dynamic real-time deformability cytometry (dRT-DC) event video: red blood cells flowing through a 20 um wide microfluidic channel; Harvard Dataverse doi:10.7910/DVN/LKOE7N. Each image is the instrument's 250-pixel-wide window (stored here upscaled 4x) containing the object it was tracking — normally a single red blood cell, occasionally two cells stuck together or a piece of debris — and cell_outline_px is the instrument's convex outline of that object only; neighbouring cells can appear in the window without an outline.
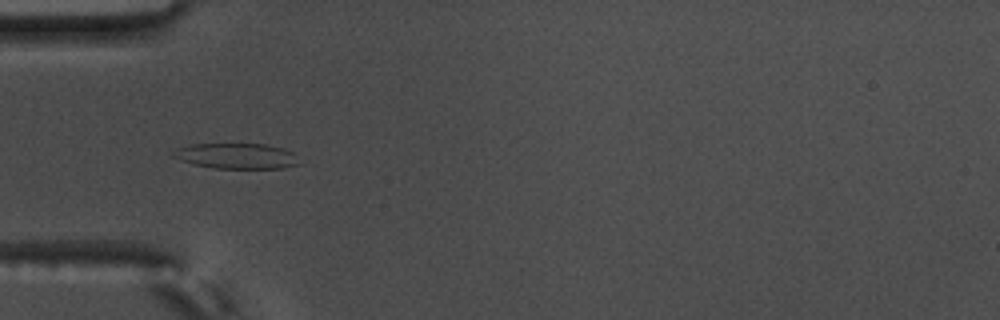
{"species": "common noctule bat (a hibernating species)", "species_latin": "Nyctalus noctula", "temperature_condition": "warm", "stored_images_in_passage": 43, "camera_frame_rate_fps": 3000, "um_per_image_px": 0.085, "animal": {"sex": "male", "body_mass_g": 17.5, "forearm_length_mm": 52.3}, "frame": {"image": 1, "passage_image": 6, "time_ms": 1.667, "image_size_px": [1000, 320], "cell_outline_px": [[304, 164], [284, 168], [212, 168], [180, 160], [172, 156], [172, 152], [180, 148], [192, 144], [264, 144], [284, 148], [296, 152]], "centroid_in_image_um": [20.25, 13.26], "position_along_channel_um": 64.8, "area_um2": 18.96}}
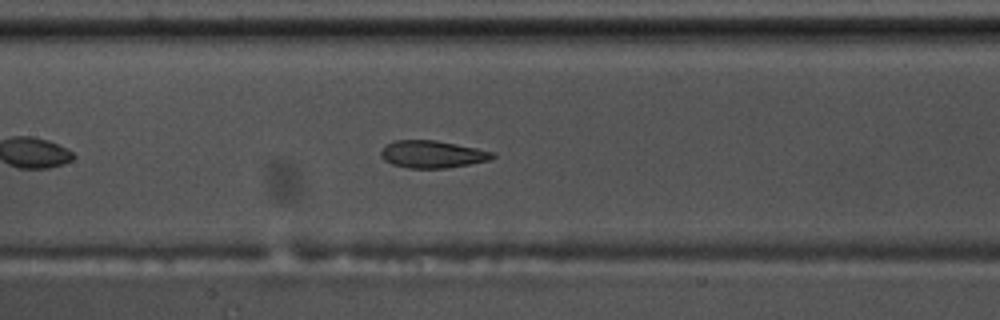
{"frame": {"image": 2, "passage_image": 15, "time_ms": 4.667, "image_size_px": [1000, 320], "cell_outline_px": [[496, 156], [488, 160], [468, 164], [444, 168], [408, 168], [392, 164], [384, 160], [380, 156], [380, 152], [384, 144], [396, 140], [436, 140], [496, 152]], "centroid_in_image_um": [36.71, 13.1], "position_along_channel_um": 170.7, "area_um2": 17.8}}
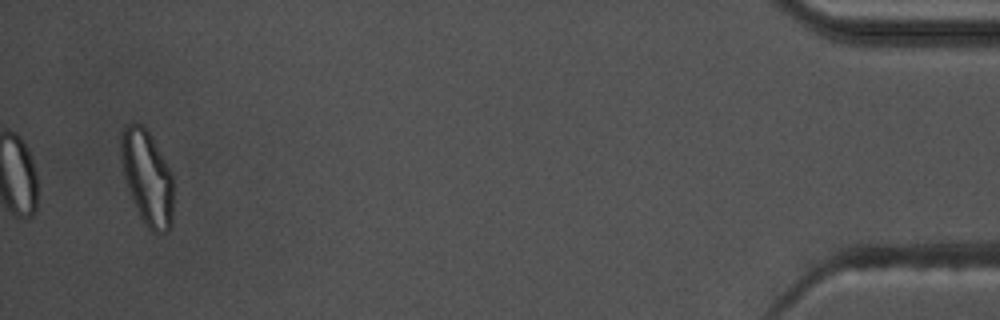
{"frame": {"image": 3, "passage_image": 43, "time_ms": 14.0, "image_size_px": [1000, 320], "cell_outline_px": [[172, 224], [168, 232], [152, 232], [144, 224], [140, 216], [128, 188], [124, 176], [120, 160], [120, 132], [124, 124], [144, 124], [172, 172]], "centroid_in_image_um": [12.49, 15.06], "position_along_channel_um": 422.7, "area_um2": 29.02}, "authors_computed_cell_mechanics": {"area_um2": 18.9584, "velocity_mm_per_s": 3.5723, "shape_relaxation_time_tau1_ms": null, "shape_relaxation_time_tau2_ms": 1.9428, "deformation_change_tau1": null, "deformation_change_tau2": 0.0763}}